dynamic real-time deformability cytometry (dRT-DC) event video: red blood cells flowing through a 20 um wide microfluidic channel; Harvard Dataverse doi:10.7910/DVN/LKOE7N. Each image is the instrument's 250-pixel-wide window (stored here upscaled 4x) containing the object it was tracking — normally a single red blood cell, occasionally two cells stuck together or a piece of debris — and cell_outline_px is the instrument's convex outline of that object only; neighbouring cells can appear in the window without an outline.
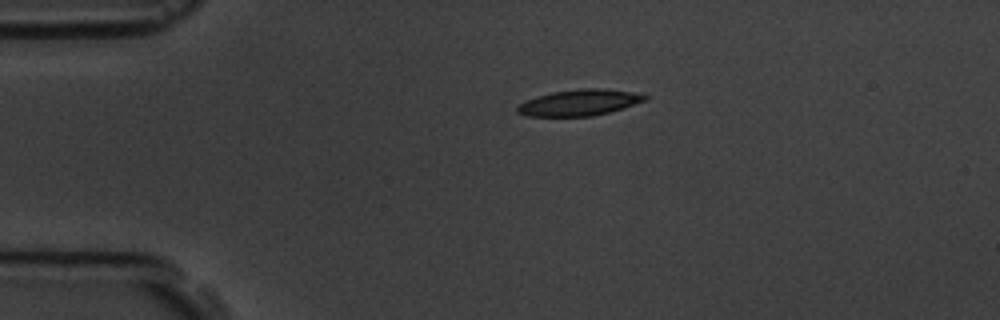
{"species": "common noctule bat (a hibernating species)", "species_latin": "Nyctalus noctula", "temperature_condition": "room temperature", "stored_images_in_passage": 5, "camera_frame_rate_fps": 3000, "um_per_image_px": 0.085, "animal": {"sex": "male", "body_mass_g": 19.5, "forearm_length_mm": 54.6}, "frame": {"image": 1, "passage_image": 1, "time_ms": 0.0, "image_size_px": [1000, 320], "cell_outline_px": [[648, 96], [644, 100], [608, 112], [592, 116], [528, 116], [516, 112], [516, 104], [524, 100], [536, 96], [552, 92], [580, 88], [604, 88], [632, 92]], "centroid_in_image_um": [49.13, 8.71], "position_along_channel_um": 35.9, "area_um2": 19.31}}
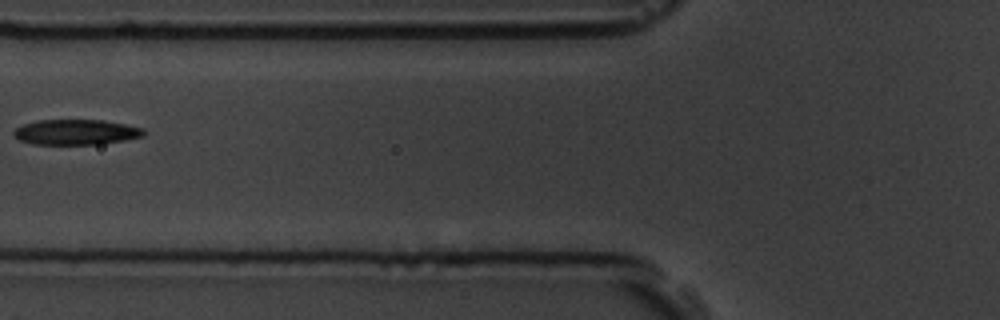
{"frame": {"image": 2, "passage_image": 4, "time_ms": 3.333, "image_size_px": [1000, 320], "cell_outline_px": [[148, 132], [144, 136], [124, 140], [100, 144], [32, 144], [20, 140], [12, 132], [16, 128], [24, 124], [40, 120], [104, 120], [144, 128]], "centroid_in_image_um": [6.51, 11.23], "position_along_channel_um": 119.3, "area_um2": 19.13}}
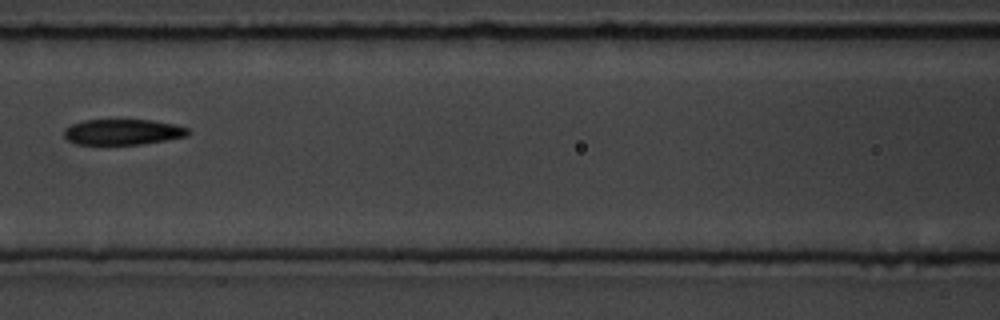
{"frame": {"image": 3, "passage_image": 5, "time_ms": 4.333, "image_size_px": [1000, 320], "cell_outline_px": [[192, 132], [188, 136], [140, 144], [72, 144], [64, 136], [64, 128], [72, 124], [84, 120], [152, 120], [176, 124], [188, 128]], "centroid_in_image_um": [10.45, 11.21], "position_along_channel_um": 156.2, "area_um2": 18.61}}